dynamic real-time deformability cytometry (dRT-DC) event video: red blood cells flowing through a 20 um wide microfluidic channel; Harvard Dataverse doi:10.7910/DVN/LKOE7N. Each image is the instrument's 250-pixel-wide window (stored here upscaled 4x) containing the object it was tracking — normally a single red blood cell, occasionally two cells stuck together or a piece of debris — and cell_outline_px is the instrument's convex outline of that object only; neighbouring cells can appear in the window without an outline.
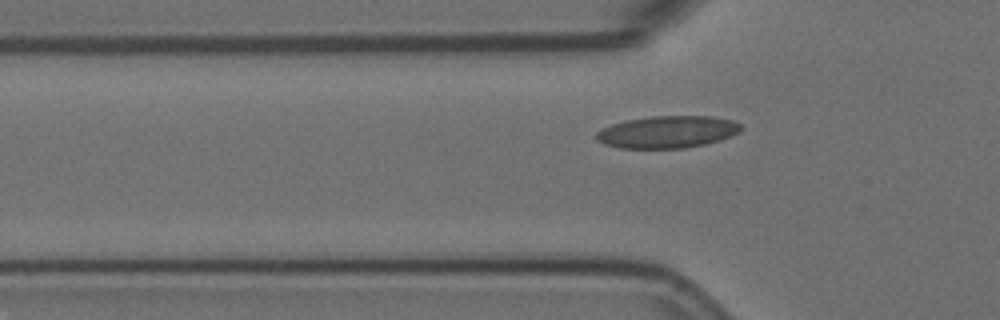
{"species": "Egyptian fruit bat (a non-hibernating species)", "species_latin": "Rousettus aegyptiacus", "temperature_condition": "room temperature", "stored_images_in_passage": 40, "camera_frame_rate_fps": 3000, "um_per_image_px": 0.085, "animal": {"sex": "female"}, "frame": {"image": 1, "passage_image": 11, "time_ms": 3.333, "image_size_px": [1000, 320], "cell_outline_px": [[740, 132], [720, 140], [704, 144], [684, 148], [620, 148], [604, 144], [596, 140], [596, 132], [612, 124], [628, 120], [652, 116], [712, 116], [732, 120], [740, 124]], "centroid_in_image_um": [56.73, 11.21], "position_along_channel_um": 69.1, "area_um2": 26.93}}
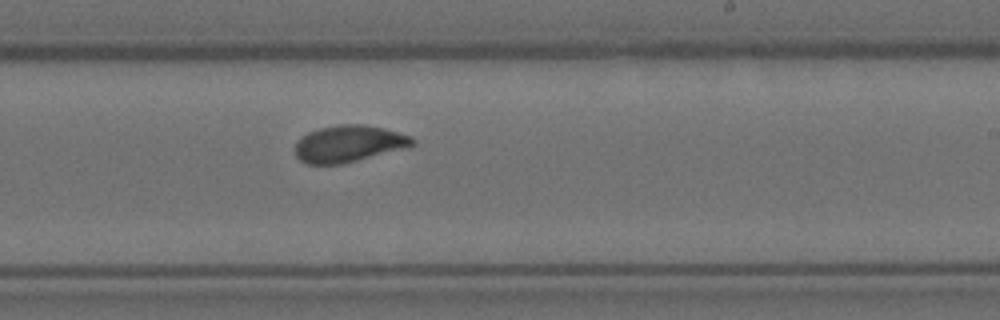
{"frame": {"image": 2, "passage_image": 27, "time_ms": 8.667, "image_size_px": [1000, 320], "cell_outline_px": [[416, 144], [408, 148], [340, 164], [308, 164], [300, 160], [296, 156], [296, 140], [300, 136], [308, 132], [320, 128], [340, 124], [364, 124], [384, 128], [412, 136], [416, 140]], "centroid_in_image_um": [29.67, 12.21], "position_along_channel_um": 259.3, "area_um2": 25.32}}
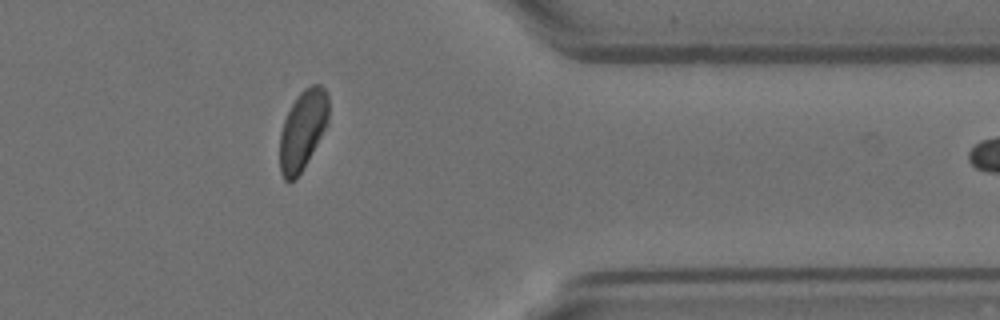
{"frame": {"image": 3, "passage_image": 39, "time_ms": 12.667, "image_size_px": [1000, 320], "cell_outline_px": [[328, 124], [308, 160], [300, 172], [292, 180], [284, 180], [280, 172], [280, 132], [284, 120], [292, 104], [300, 92], [304, 88], [312, 84], [320, 84], [328, 92]], "centroid_in_image_um": [25.74, 11.01], "position_along_channel_um": 385.7, "area_um2": 22.48}}